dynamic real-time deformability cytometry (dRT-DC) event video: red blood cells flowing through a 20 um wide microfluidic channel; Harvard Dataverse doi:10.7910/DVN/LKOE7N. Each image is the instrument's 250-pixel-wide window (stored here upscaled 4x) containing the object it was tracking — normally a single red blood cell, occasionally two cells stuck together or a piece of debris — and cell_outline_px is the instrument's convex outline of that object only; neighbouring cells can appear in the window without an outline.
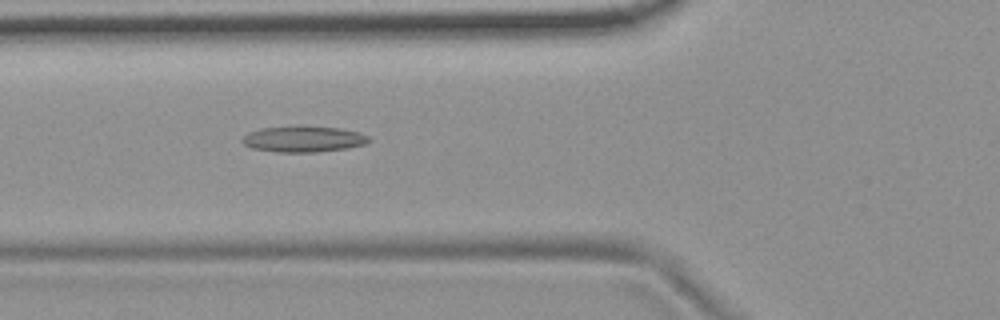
{"species": "common noctule bat (a hibernating species)", "species_latin": "Nyctalus noctula", "temperature_condition": "room temperature", "stored_images_in_passage": 54, "camera_frame_rate_fps": 3000, "um_per_image_px": 0.085, "animal": {"sex": "female", "body_mass_g": 19.9}, "frame": {"image": 1, "passage_image": 20, "time_ms": 6.333, "image_size_px": [1000, 320], "cell_outline_px": [[372, 140], [364, 144], [348, 148], [316, 152], [276, 152], [252, 148], [244, 144], [240, 140], [248, 132], [260, 128], [296, 124], [300, 124], [340, 128], [360, 132], [368, 136]], "centroid_in_image_um": [25.78, 11.79], "position_along_channel_um": 100.0, "area_um2": 19.83}}
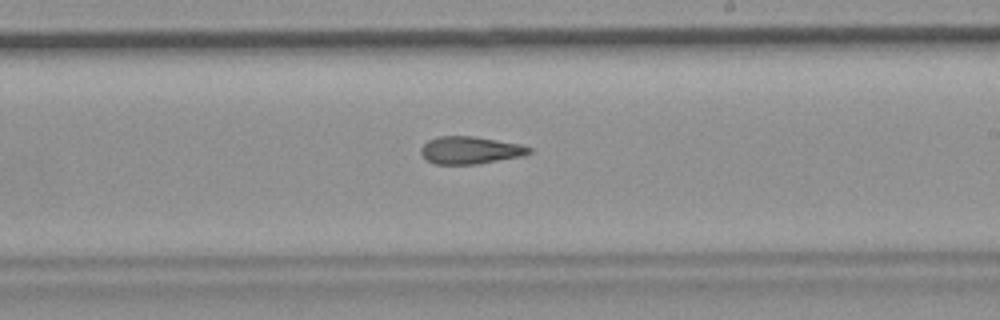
{"frame": {"image": 2, "passage_image": 32, "time_ms": 10.333, "image_size_px": [1000, 320], "cell_outline_px": [[532, 152], [524, 156], [476, 164], [436, 164], [428, 160], [420, 152], [420, 148], [428, 140], [440, 136], [472, 136], [520, 144], [532, 148]], "centroid_in_image_um": [39.99, 12.77], "position_along_channel_um": 249.0, "area_um2": 17.22}}
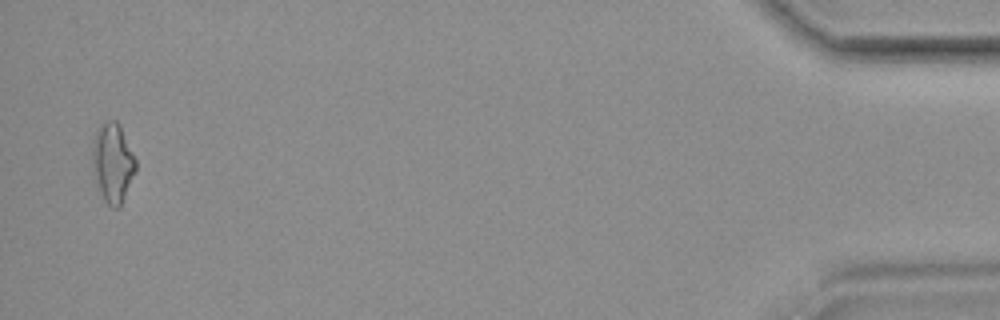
{"frame": {"image": 3, "passage_image": 53, "time_ms": 17.333, "image_size_px": [1000, 320], "cell_outline_px": [[136, 168], [120, 208], [112, 208], [104, 200], [96, 180], [92, 164], [92, 148], [96, 128], [108, 120], [116, 120], [120, 124], [136, 160]], "centroid_in_image_um": [9.58, 13.81], "position_along_channel_um": 425.6, "area_um2": 19.88}, "authors_computed_cell_mechanics": {"area_um2": 18.1492, "velocity_mm_per_s": 3.7317, "shape_relaxation_time_tau1_ms": null, "shape_relaxation_time_tau2_ms": 5.6685, "deformation_change_tau1": null, "deformation_change_tau2": 0.1681}}